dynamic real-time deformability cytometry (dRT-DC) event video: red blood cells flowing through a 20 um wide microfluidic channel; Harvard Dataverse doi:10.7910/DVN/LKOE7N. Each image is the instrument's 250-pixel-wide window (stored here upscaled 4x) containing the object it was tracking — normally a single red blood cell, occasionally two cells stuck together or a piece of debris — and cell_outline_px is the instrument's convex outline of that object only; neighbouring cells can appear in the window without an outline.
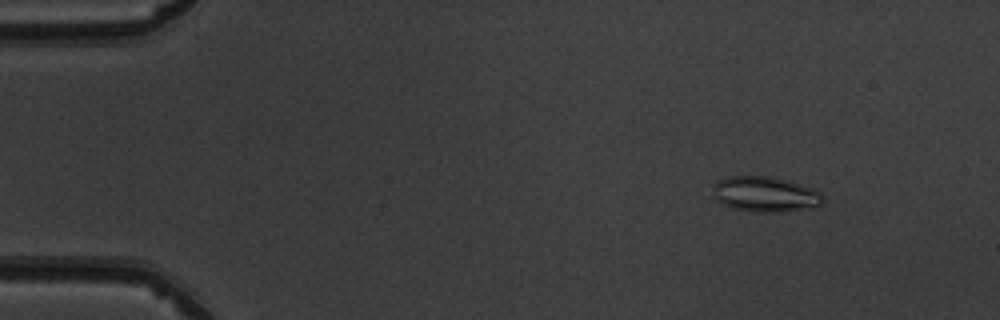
{"species": "common noctule bat (a hibernating species)", "species_latin": "Nyctalus noctula", "temperature_condition": "warm", "stored_images_in_passage": 51, "camera_frame_rate_fps": 3000, "um_per_image_px": 0.085, "animal": {"sex": "male", "body_mass_g": 19.5, "forearm_length_mm": 54.6}, "frame": {"image": 1, "passage_image": 7, "time_ms": 2.0, "image_size_px": [1000, 320], "cell_outline_px": [[824, 200], [820, 204], [812, 208], [780, 212], [752, 212], [732, 208], [720, 204], [712, 196], [712, 184], [716, 180], [728, 176], [768, 176], [784, 180], [812, 188], [820, 192]], "centroid_in_image_um": [64.95, 16.52], "position_along_channel_um": 20.0, "area_um2": 22.95}}
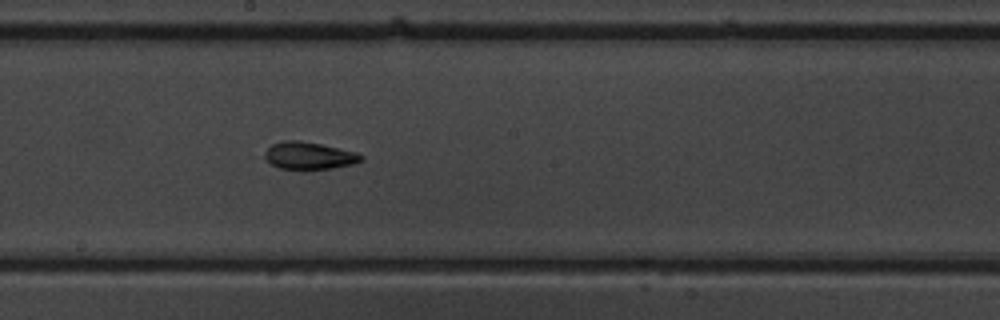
{"frame": {"image": 2, "passage_image": 29, "time_ms": 9.333, "image_size_px": [1000, 320], "cell_outline_px": [[364, 160], [352, 164], [332, 168], [280, 168], [264, 160], [264, 152], [272, 144], [284, 140], [300, 140], [320, 144], [356, 152], [364, 156]], "centroid_in_image_um": [26.26, 13.21], "position_along_channel_um": 221.9, "area_um2": 15.14}}
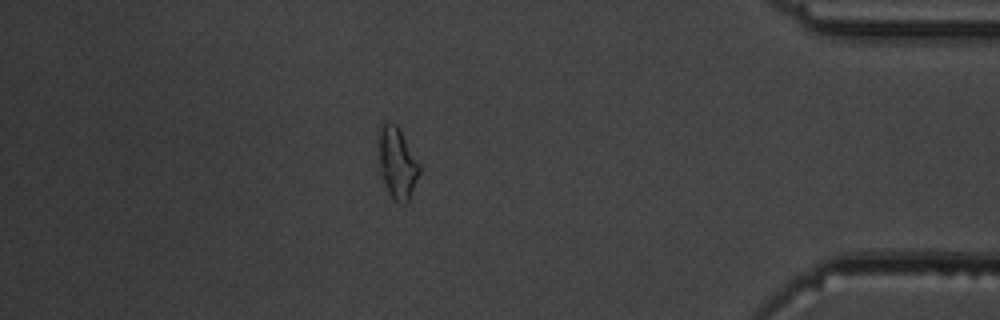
{"frame": {"image": 3, "passage_image": 45, "time_ms": 14.667, "image_size_px": [1000, 320], "cell_outline_px": [[420, 172], [408, 204], [404, 204], [396, 200], [388, 192], [376, 164], [376, 136], [380, 124], [384, 120], [396, 124], [420, 164]], "centroid_in_image_um": [33.68, 13.79], "position_along_channel_um": 401.5, "area_um2": 17.8}}